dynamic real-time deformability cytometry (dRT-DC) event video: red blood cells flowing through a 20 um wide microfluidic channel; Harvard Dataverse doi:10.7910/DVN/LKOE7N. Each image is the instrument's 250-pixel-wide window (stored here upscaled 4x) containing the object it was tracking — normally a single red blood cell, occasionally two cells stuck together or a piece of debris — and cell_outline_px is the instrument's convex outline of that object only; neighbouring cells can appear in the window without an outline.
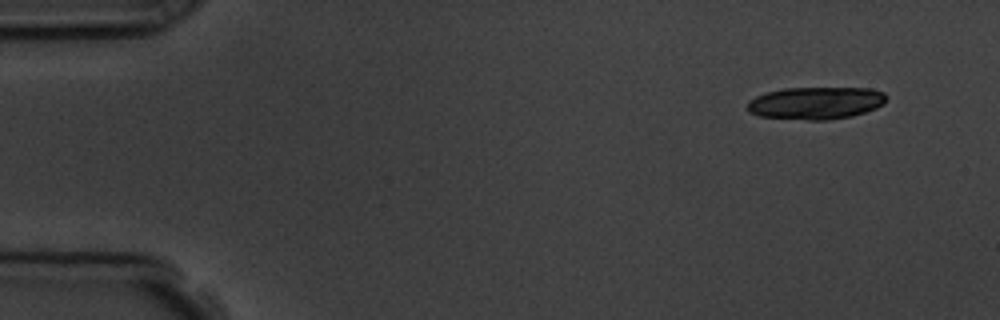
{"species": "common noctule bat (a hibernating species)", "species_latin": "Nyctalus noctula", "temperature_condition": "room temperature", "stored_images_in_passage": 4, "camera_frame_rate_fps": 3000, "um_per_image_px": 0.085, "animal": {"sex": "male", "body_mass_g": 19.5, "forearm_length_mm": 54.6}, "frame": {"image": 1, "passage_image": 1, "time_ms": 0.0, "image_size_px": [1000, 320], "cell_outline_px": [[888, 96], [884, 104], [876, 108], [852, 116], [828, 120], [808, 120], [760, 116], [748, 112], [748, 100], [756, 96], [768, 92], [784, 88], [868, 88], [884, 92]], "centroid_in_image_um": [69.37, 8.75], "position_along_channel_um": 15.6, "area_um2": 26.3}}